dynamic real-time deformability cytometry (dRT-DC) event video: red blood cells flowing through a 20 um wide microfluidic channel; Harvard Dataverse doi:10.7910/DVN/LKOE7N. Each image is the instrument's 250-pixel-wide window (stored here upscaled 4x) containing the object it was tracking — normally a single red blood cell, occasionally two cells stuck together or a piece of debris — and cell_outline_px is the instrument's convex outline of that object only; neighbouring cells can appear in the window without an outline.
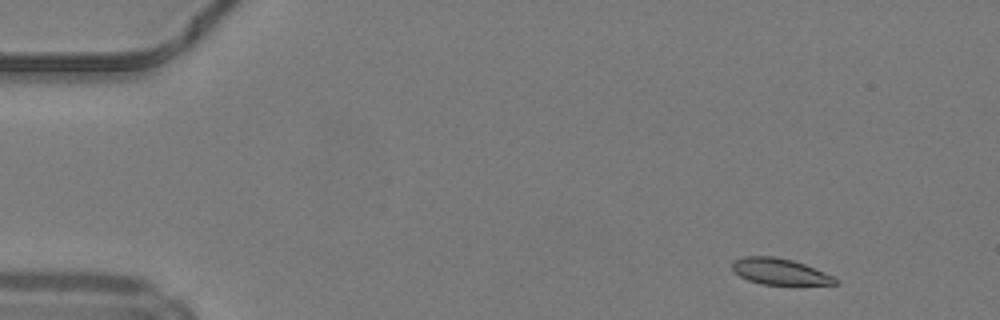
{"species": "common noctule bat (a hibernating species)", "species_latin": "Nyctalus noctula", "temperature_condition": "warm", "stored_images_in_passage": 47, "camera_frame_rate_fps": 3000, "um_per_image_px": 0.085, "animal": {"sex": "male", "body_mass_g": 19.2, "forearm_length_mm": 51.8}, "frame": {"image": 1, "passage_image": 3, "time_ms": 0.667, "image_size_px": [1000, 320], "cell_outline_px": [[840, 284], [760, 284], [748, 280], [740, 276], [732, 268], [732, 260], [744, 256], [772, 256], [792, 260], [804, 264], [824, 272], [840, 280]], "centroid_in_image_um": [66.26, 23.07], "position_along_channel_um": 18.7, "area_um2": 15.61}}
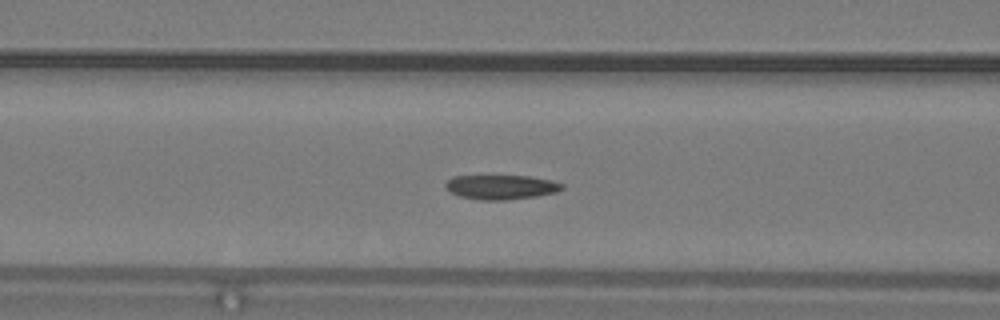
{"frame": {"image": 2, "passage_image": 18, "time_ms": 5.667, "image_size_px": [1000, 320], "cell_outline_px": [[564, 188], [556, 192], [536, 196], [508, 200], [480, 200], [460, 196], [452, 192], [444, 184], [452, 176], [528, 176], [548, 180], [564, 184]], "centroid_in_image_um": [42.6, 15.9], "position_along_channel_um": 124.0, "area_um2": 16.42}}
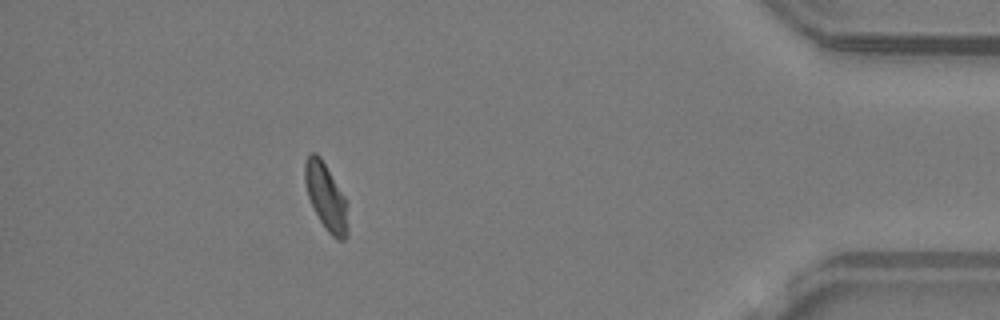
{"frame": {"image": 3, "passage_image": 42, "time_ms": 13.667, "image_size_px": [1000, 320], "cell_outline_px": [[348, 236], [344, 240], [336, 240], [328, 232], [320, 220], [308, 196], [304, 180], [304, 164], [308, 156], [312, 152], [316, 152], [320, 156], [344, 196], [348, 228]], "centroid_in_image_um": [27.7, 16.74], "position_along_channel_um": 407.5, "area_um2": 16.36}, "authors_computed_cell_mechanics": {"area_um2": 16.6464, "velocity_mm_per_s": 4.1994, "shape_relaxation_time_tau1_ms": 8.987, "shape_relaxation_time_tau2_ms": 8.6327, "deformation_change_tau1": 0.1832, "deformation_change_tau2": 0.1102}}